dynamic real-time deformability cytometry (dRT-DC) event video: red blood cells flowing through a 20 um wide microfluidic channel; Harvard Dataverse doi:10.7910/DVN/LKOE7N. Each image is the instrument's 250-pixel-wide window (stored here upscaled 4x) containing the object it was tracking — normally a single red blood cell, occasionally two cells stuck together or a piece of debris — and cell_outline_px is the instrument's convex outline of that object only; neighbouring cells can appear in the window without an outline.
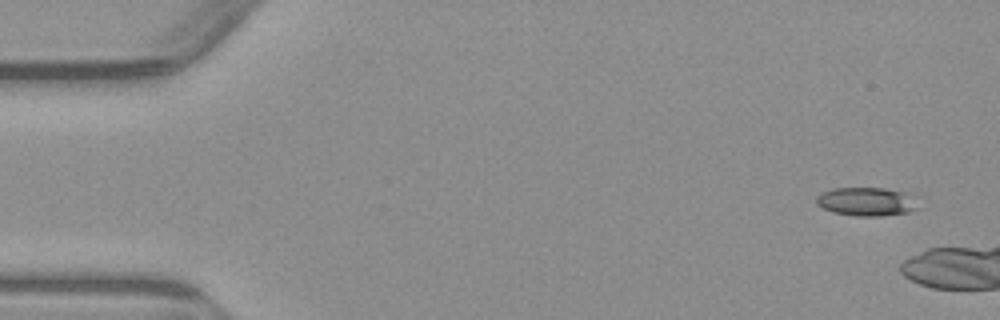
{"species": "common noctule bat (a hibernating species)", "species_latin": "Nyctalus noctula", "temperature_condition": "warm", "stored_images_in_passage": 3, "camera_frame_rate_fps": 3000, "um_per_image_px": 0.085, "animal": {"sex": "male", "body_mass_g": 23.1, "forearm_length_mm": 52.7}, "frame": {"image": 1, "passage_image": 1, "time_ms": 0.0, "image_size_px": [1000, 320], "cell_outline_px": [[924, 196], [920, 208], [908, 212], [884, 216], [856, 216], [832, 212], [816, 204], [816, 196], [820, 192], [832, 188], [884, 188], [908, 192]], "centroid_in_image_um": [73.82, 17.12], "position_along_channel_um": 11.2, "area_um2": 17.92}}